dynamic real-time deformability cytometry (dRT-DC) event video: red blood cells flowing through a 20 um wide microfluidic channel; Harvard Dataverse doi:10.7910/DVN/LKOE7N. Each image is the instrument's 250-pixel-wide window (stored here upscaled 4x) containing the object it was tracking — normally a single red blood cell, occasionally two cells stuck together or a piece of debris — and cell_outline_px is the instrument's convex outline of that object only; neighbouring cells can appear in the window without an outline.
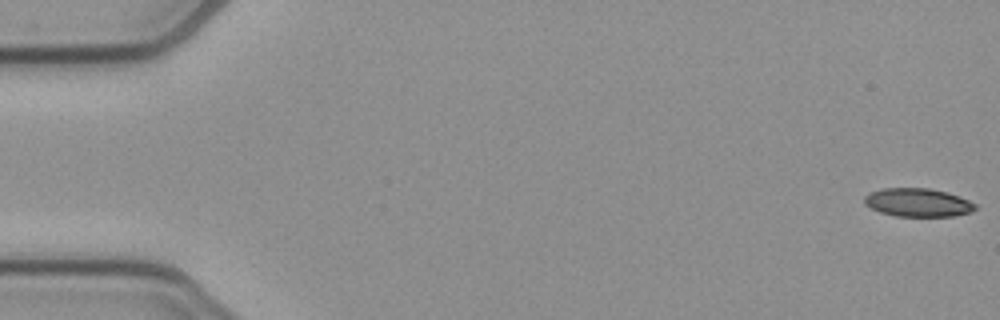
{"species": "common noctule bat (a hibernating species)", "species_latin": "Nyctalus noctula", "temperature_condition": "cold", "stored_images_in_passage": 53, "camera_frame_rate_fps": 3000, "um_per_image_px": 0.085, "animal": {"sex": "female", "body_mass_g": 21.9}, "frame": {"image": 1, "passage_image": 1, "time_ms": 0.0, "image_size_px": [1000, 320], "cell_outline_px": [[976, 208], [972, 212], [956, 216], [896, 216], [880, 212], [864, 204], [864, 196], [868, 192], [880, 188], [928, 188], [948, 192], [968, 200], [976, 204]], "centroid_in_image_um": [78.0, 17.21], "position_along_channel_um": 7.0, "area_um2": 18.5}}
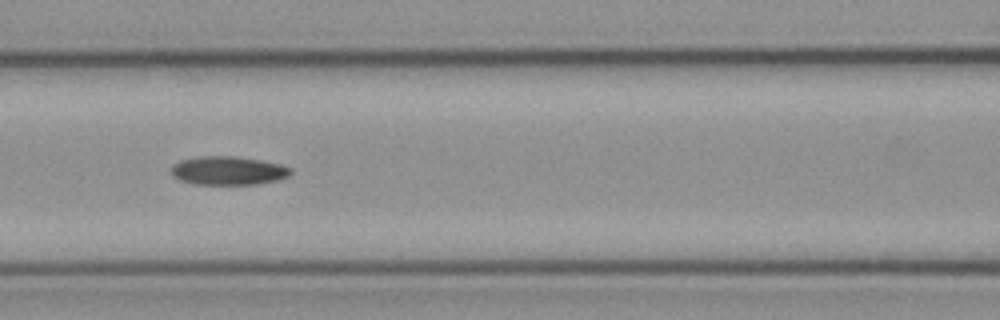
{"frame": {"image": 2, "passage_image": 23, "time_ms": 7.333, "image_size_px": [1000, 320], "cell_outline_px": [[292, 172], [288, 176], [280, 180], [256, 184], [192, 184], [180, 180], [172, 176], [172, 164], [180, 160], [200, 156], [236, 156], [260, 160], [280, 164], [292, 168]], "centroid_in_image_um": [19.4, 14.5], "position_along_channel_um": 147.2, "area_um2": 20.06}}
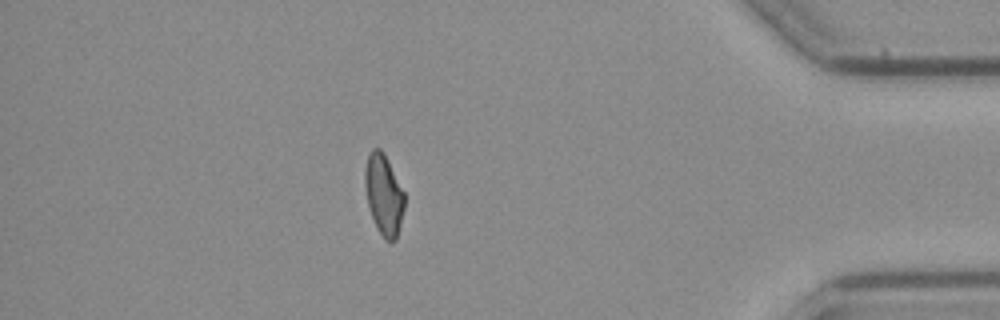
{"frame": {"image": 3, "passage_image": 46, "time_ms": 15.0, "image_size_px": [1000, 320], "cell_outline_px": [[404, 208], [396, 240], [384, 240], [372, 216], [368, 204], [364, 184], [364, 168], [368, 152], [372, 148], [380, 148], [384, 152], [404, 192]], "centroid_in_image_um": [32.6, 16.48], "position_along_channel_um": 402.6, "area_um2": 18.5}}